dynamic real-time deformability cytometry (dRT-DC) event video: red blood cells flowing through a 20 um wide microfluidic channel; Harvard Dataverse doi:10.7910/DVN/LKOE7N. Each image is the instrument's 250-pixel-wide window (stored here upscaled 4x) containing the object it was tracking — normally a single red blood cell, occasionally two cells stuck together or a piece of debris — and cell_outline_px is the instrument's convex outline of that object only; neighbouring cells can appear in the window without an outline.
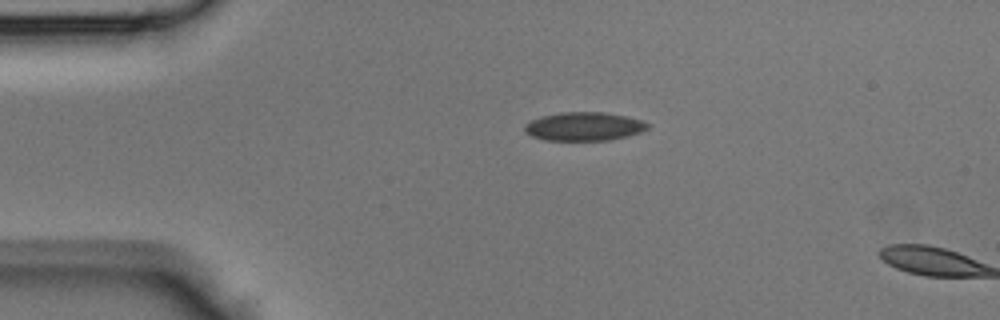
{"species": "Egyptian fruit bat (a non-hibernating species)", "species_latin": "Rousettus aegyptiacus", "temperature_condition": "room temperature", "stored_images_in_passage": 10, "camera_frame_rate_fps": 3000, "um_per_image_px": 0.085, "animal": {"sex": "male"}, "frame": {"image": 1, "passage_image": 9, "time_ms": 2.667, "image_size_px": [1000, 320], "cell_outline_px": [[652, 124], [648, 128], [640, 132], [628, 136], [608, 140], [544, 140], [532, 136], [524, 128], [524, 124], [532, 120], [544, 116], [560, 112], [604, 112], [624, 116], [640, 120]], "centroid_in_image_um": [49.67, 10.75], "position_along_channel_um": 35.3, "area_um2": 20.29}}